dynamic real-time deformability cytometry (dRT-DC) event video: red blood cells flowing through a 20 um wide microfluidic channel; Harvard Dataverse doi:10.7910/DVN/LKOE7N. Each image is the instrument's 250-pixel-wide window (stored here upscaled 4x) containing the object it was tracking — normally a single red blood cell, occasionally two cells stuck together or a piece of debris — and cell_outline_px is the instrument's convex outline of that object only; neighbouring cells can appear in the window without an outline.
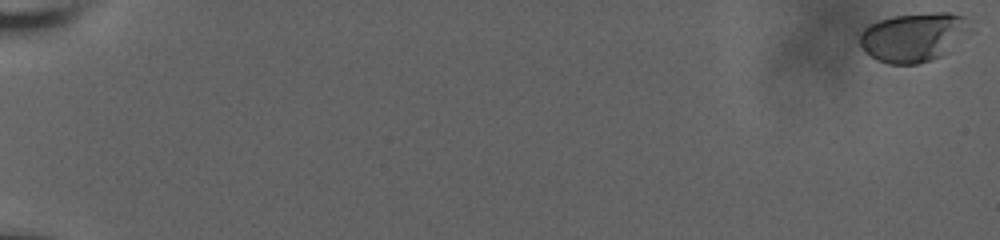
{"species": "human", "species_latin": "Homo sapiens", "temperature_condition": "room temperature", "stored_images_in_passage": 16, "camera_frame_rate_fps": 3000, "um_per_image_px": 0.085, "donor": {"sex": "male"}, "frame": {"image": 1, "passage_image": 1, "time_ms": 0.0, "image_size_px": [1000, 240], "cell_outline_px": [[972, 28], [948, 52], [932, 60], [916, 64], [888, 64], [876, 60], [864, 52], [860, 44], [860, 32], [864, 28], [880, 20], [892, 16], [932, 12], [948, 12], [964, 16]], "centroid_in_image_um": [77.64, 3.16], "position_along_channel_um": 7.4, "area_um2": 31.62}}